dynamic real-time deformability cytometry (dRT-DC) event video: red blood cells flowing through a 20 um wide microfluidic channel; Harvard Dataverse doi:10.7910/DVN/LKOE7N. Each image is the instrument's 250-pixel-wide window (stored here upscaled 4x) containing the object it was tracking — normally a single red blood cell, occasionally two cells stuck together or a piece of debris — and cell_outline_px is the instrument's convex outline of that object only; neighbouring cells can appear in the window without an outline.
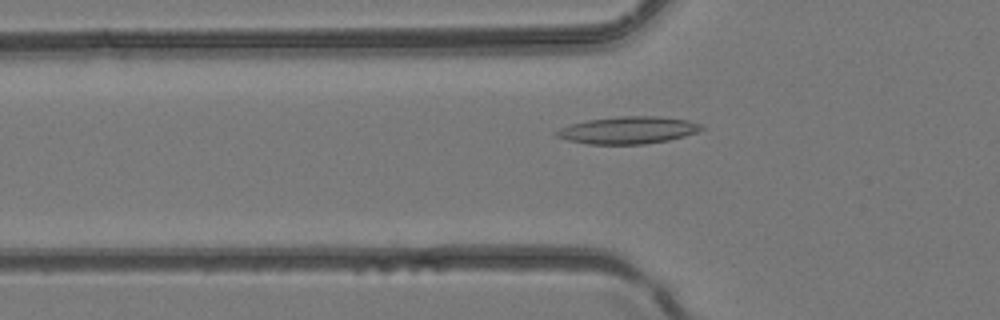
{"species": "common noctule bat (a hibernating species)", "species_latin": "Nyctalus noctula", "temperature_condition": "room temperature", "stored_images_in_passage": 30, "camera_frame_rate_fps": 3000, "um_per_image_px": 0.085, "animal": {"sex": "female", "body_mass_g": 24.6, "forearm_length_mm": 56.2}, "frame": {"image": 1, "passage_image": 15, "time_ms": 4.667, "image_size_px": [1000, 320], "cell_outline_px": [[704, 128], [696, 132], [684, 136], [668, 140], [644, 144], [588, 144], [568, 140], [556, 136], [552, 132], [560, 128], [572, 124], [588, 120], [620, 116], [660, 116], [688, 120], [700, 124]], "centroid_in_image_um": [53.37, 11.06], "position_along_channel_um": 72.4, "area_um2": 22.89}}
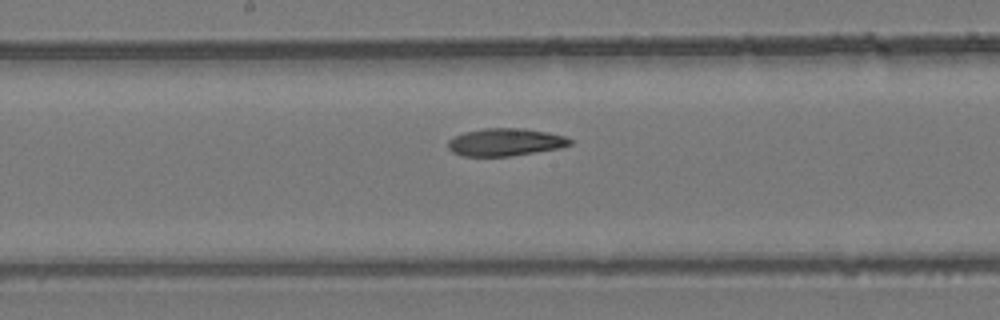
{"frame": {"image": 2, "passage_image": 23, "time_ms": 7.333, "image_size_px": [1000, 320], "cell_outline_px": [[572, 144], [560, 148], [512, 156], [460, 156], [452, 152], [448, 148], [448, 140], [464, 132], [484, 128], [524, 128], [548, 132], [564, 136], [572, 140]], "centroid_in_image_um": [42.95, 12.08], "position_along_channel_um": 205.3, "area_um2": 19.71}}
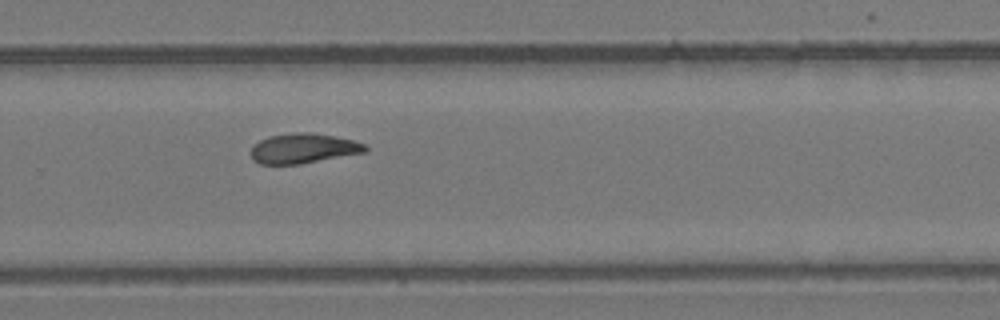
{"frame": {"image": 3, "passage_image": 29, "time_ms": 9.333, "image_size_px": [1000, 320], "cell_outline_px": [[368, 148], [364, 152], [300, 164], [260, 164], [252, 160], [252, 144], [268, 136], [296, 132], [312, 132], [352, 140], [364, 144]], "centroid_in_image_um": [25.73, 12.61], "position_along_channel_um": 304.1, "area_um2": 19.77}}